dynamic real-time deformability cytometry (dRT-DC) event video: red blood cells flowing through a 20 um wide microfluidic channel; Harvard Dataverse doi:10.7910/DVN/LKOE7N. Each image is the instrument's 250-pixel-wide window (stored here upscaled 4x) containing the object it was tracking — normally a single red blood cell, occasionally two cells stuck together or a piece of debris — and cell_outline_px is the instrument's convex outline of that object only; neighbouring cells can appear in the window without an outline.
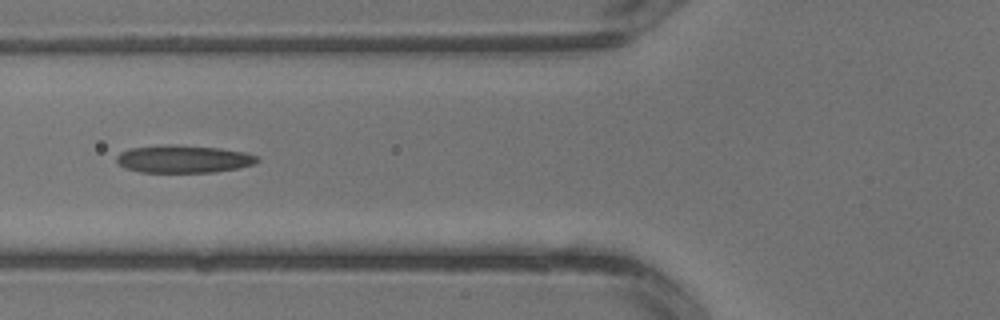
{"species": "common noctule bat (a hibernating species)", "species_latin": "Nyctalus noctula", "temperature_condition": "warm", "stored_images_in_passage": 4, "camera_frame_rate_fps": 3000, "um_per_image_px": 0.085, "animal": {"sex": "male", "body_mass_g": 13.3}, "frame": {"image": 1, "passage_image": 4, "time_ms": 1.0, "image_size_px": [1000, 320], "cell_outline_px": [[260, 160], [256, 164], [216, 172], [140, 172], [124, 168], [116, 160], [116, 156], [120, 152], [128, 148], [168, 144], [176, 144], [220, 148], [244, 152], [260, 156]], "centroid_in_image_um": [15.6, 13.51], "position_along_channel_um": 110.2, "area_um2": 22.95}}